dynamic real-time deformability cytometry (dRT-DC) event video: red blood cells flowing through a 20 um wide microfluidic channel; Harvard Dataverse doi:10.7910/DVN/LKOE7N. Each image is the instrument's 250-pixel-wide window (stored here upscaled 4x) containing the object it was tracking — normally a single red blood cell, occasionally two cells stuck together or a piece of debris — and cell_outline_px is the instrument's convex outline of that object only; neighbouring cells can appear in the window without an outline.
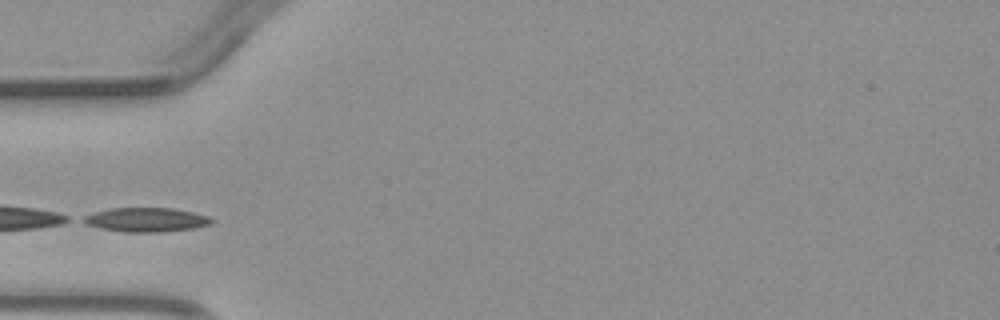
{"species": "common noctule bat (a hibernating species)", "species_latin": "Nyctalus noctula", "temperature_condition": "warm", "stored_images_in_passage": 2, "camera_frame_rate_fps": 3000, "um_per_image_px": 0.085, "animal": {"sex": "male", "body_mass_g": 23.1, "forearm_length_mm": 52.7}, "frame": {"image": 1, "passage_image": 2, "time_ms": 1.0, "image_size_px": [1000, 320], "cell_outline_px": [[216, 220], [212, 224], [196, 228], [164, 232], [124, 232], [100, 228], [88, 224], [80, 220], [84, 216], [96, 212], [112, 208], [172, 208], [192, 212], [208, 216]], "centroid_in_image_um": [12.48, 18.69], "position_along_channel_um": 72.5, "area_um2": 18.09}}